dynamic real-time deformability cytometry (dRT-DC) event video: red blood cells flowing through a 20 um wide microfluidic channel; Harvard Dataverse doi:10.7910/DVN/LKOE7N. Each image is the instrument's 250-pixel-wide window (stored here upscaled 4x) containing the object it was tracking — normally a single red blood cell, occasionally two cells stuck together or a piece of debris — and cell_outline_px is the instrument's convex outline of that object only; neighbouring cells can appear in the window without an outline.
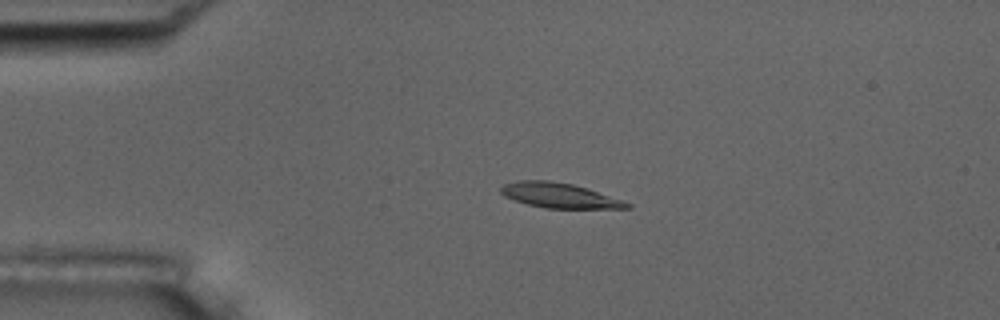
{"species": "common noctule bat (a hibernating species)", "species_latin": "Nyctalus noctula", "temperature_condition": "room temperature", "stored_images_in_passage": 55, "camera_frame_rate_fps": 3000, "um_per_image_px": 0.085, "animal": {"sex": "male", "body_mass_g": 17.5, "forearm_length_mm": 52.3}, "frame": {"image": 1, "passage_image": 13, "time_ms": 4.0, "image_size_px": [1000, 320], "cell_outline_px": [[632, 208], [544, 208], [528, 204], [504, 196], [500, 192], [500, 188], [504, 184], [520, 180], [548, 180], [572, 184], [588, 188], [632, 204]], "centroid_in_image_um": [47.54, 16.61], "position_along_channel_um": 37.5, "area_um2": 18.15}}
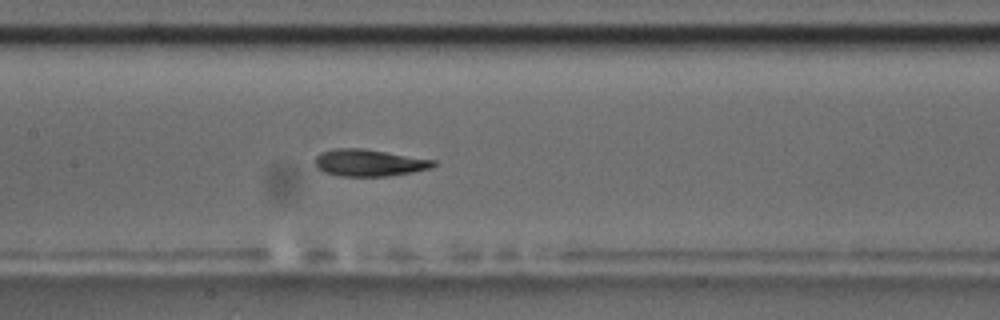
{"frame": {"image": 2, "passage_image": 27, "time_ms": 8.667, "image_size_px": [1000, 320], "cell_outline_px": [[436, 164], [432, 168], [412, 172], [384, 176], [340, 176], [324, 172], [316, 168], [316, 156], [320, 152], [332, 148], [360, 148], [436, 160]], "centroid_in_image_um": [31.35, 13.83], "position_along_channel_um": 176.1, "area_um2": 18.5}}
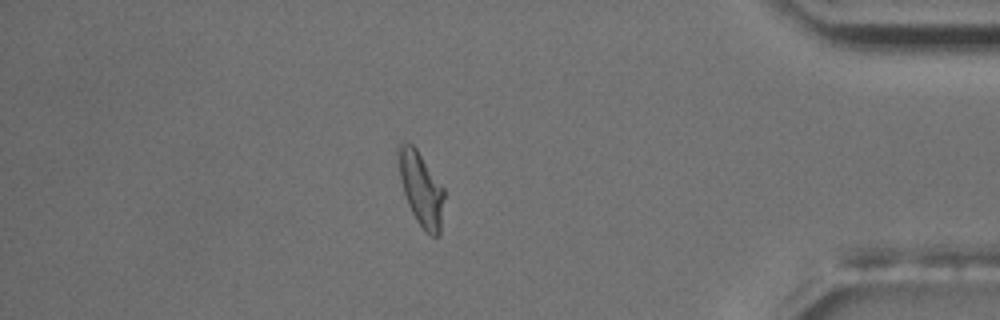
{"frame": {"image": 3, "passage_image": 48, "time_ms": 15.667, "image_size_px": [1000, 320], "cell_outline_px": [[444, 196], [440, 232], [436, 236], [432, 236], [416, 220], [408, 204], [400, 180], [396, 156], [396, 144], [400, 140], [412, 144], [416, 148], [444, 188]], "centroid_in_image_um": [35.74, 15.95], "position_along_channel_um": 399.5, "area_um2": 19.71}, "authors_computed_cell_mechanics": {"area_um2": 18.1492, "velocity_mm_per_s": 3.7069, "shape_relaxation_time_tau1_ms": 3.7989, "shape_relaxation_time_tau2_ms": 1.8749, "deformation_change_tau1": 0.1633, "deformation_change_tau2": 0.0861}}